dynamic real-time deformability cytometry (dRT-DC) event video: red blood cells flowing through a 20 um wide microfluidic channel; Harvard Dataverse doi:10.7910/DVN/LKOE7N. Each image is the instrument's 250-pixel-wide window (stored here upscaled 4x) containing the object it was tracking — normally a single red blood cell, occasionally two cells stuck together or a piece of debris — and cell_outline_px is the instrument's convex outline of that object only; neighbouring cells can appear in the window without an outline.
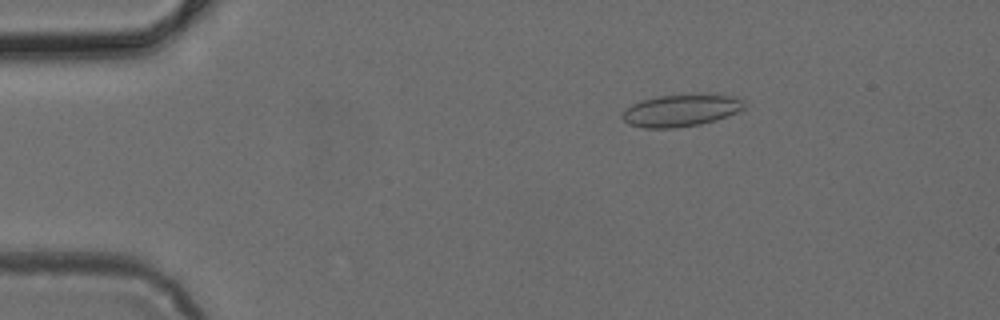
{"species": "common noctule bat (a hibernating species)", "species_latin": "Nyctalus noctula", "temperature_condition": "cold", "stored_images_in_passage": 5, "camera_frame_rate_fps": 3000, "um_per_image_px": 0.085, "animal": {"sex": "female", "body_mass_g": 24.6, "forearm_length_mm": 56.2}, "frame": {"image": 1, "passage_image": 3, "time_ms": 0.667, "image_size_px": [1000, 320], "cell_outline_px": [[744, 108], [728, 116], [716, 120], [700, 124], [672, 128], [644, 128], [628, 124], [620, 116], [632, 104], [640, 100], [660, 96], [696, 92], [736, 96], [744, 100]], "centroid_in_image_um": [57.92, 9.35], "position_along_channel_um": 27.1, "area_um2": 23.29}}